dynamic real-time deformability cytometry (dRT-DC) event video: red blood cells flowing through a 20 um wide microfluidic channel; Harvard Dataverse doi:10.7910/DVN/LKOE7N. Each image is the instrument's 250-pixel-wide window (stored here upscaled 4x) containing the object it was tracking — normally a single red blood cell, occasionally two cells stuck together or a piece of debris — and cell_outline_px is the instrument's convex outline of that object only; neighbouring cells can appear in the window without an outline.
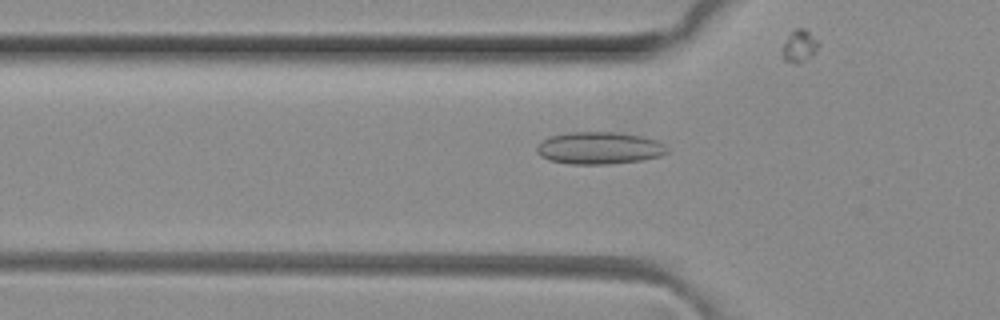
{"species": "common noctule bat (a hibernating species)", "species_latin": "Nyctalus noctula", "temperature_condition": "room temperature", "stored_images_in_passage": 40, "camera_frame_rate_fps": 3000, "um_per_image_px": 0.085, "animal": {"sex": "female", "body_mass_g": 29.2, "forearm_length_mm": 56.3}, "frame": {"image": 1, "passage_image": 10, "time_ms": 3.0, "image_size_px": [1000, 320], "cell_outline_px": [[668, 152], [660, 156], [640, 160], [608, 164], [572, 164], [548, 160], [540, 156], [536, 152], [536, 148], [544, 140], [552, 136], [568, 132], [620, 132], [644, 136], [656, 140], [664, 144], [668, 148]], "centroid_in_image_um": [50.96, 12.58], "position_along_channel_um": 74.8, "area_um2": 24.51}}
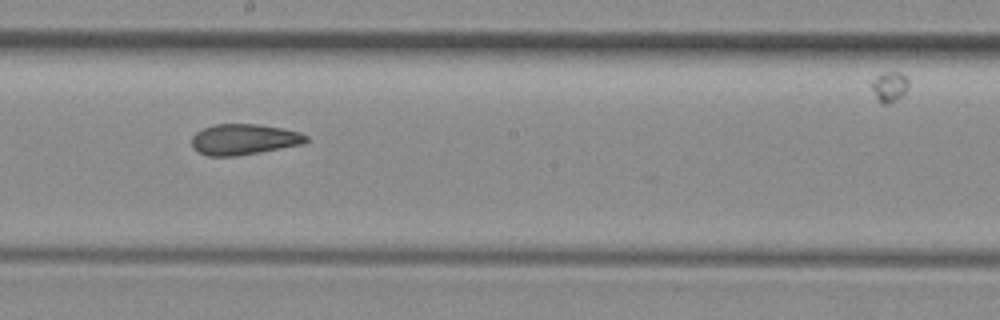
{"frame": {"image": 2, "passage_image": 21, "time_ms": 6.667, "image_size_px": [1000, 320], "cell_outline_px": [[308, 140], [304, 144], [260, 152], [236, 156], [208, 156], [196, 152], [192, 148], [192, 136], [196, 132], [204, 128], [216, 124], [256, 124], [284, 128], [300, 132], [308, 136]], "centroid_in_image_um": [20.73, 11.85], "position_along_channel_um": 227.5, "area_um2": 20.69}}
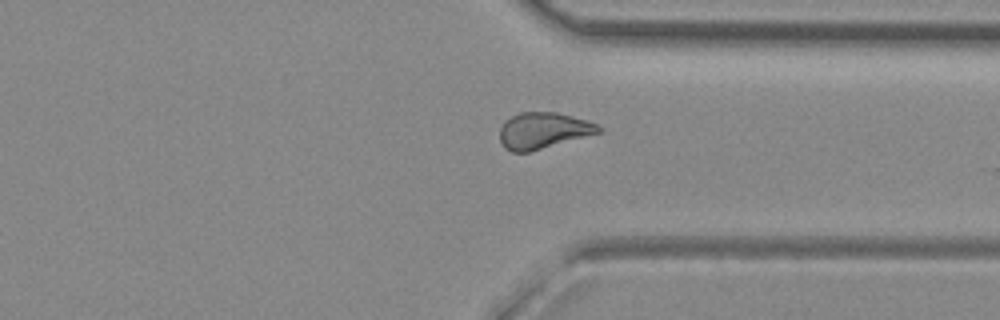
{"frame": {"image": 3, "passage_image": 31, "time_ms": 10.0, "image_size_px": [1000, 320], "cell_outline_px": [[600, 132], [528, 152], [512, 152], [504, 148], [500, 144], [500, 128], [504, 120], [520, 112], [556, 112], [588, 120], [596, 124], [600, 128]], "centroid_in_image_um": [46.11, 11.09], "position_along_channel_um": 365.3, "area_um2": 20.69}}